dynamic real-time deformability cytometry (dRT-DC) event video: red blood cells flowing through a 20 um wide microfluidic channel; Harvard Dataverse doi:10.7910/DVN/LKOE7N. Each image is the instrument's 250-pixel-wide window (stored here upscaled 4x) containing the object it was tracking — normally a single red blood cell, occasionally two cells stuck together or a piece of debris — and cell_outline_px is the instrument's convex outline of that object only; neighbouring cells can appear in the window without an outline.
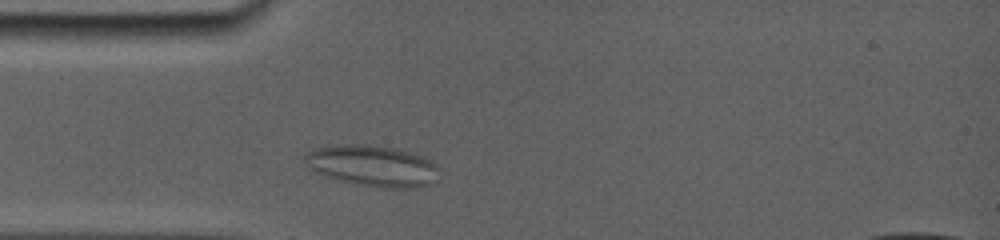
{"species": "common noctule bat (a hibernating species)", "species_latin": "Nyctalus noctula", "temperature_condition": "room temperature", "stored_images_in_passage": 15, "camera_frame_rate_fps": 5000, "um_per_image_px": 0.085, "animal": {"sex": "female", "body_mass_g": 19.0, "forearm_length_mm": 56.7}, "frame": {"image": 1, "passage_image": 1, "time_ms": 0.0, "image_size_px": [1000, 240], "cell_outline_px": [[436, 168], [432, 184], [416, 188], [384, 188], [356, 184], [324, 176], [308, 168], [304, 156], [320, 148], [384, 148], [404, 152], [428, 160], [436, 164]], "centroid_in_image_um": [31.68, 14.2], "position_along_channel_um": 53.3, "area_um2": 29.77}}
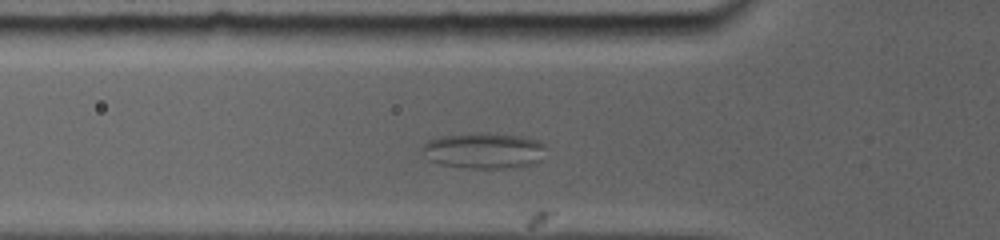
{"frame": {"image": 2, "passage_image": 6, "time_ms": 1.0, "image_size_px": [1000, 240], "cell_outline_px": [[544, 160], [536, 164], [512, 168], [464, 168], [440, 164], [428, 160], [424, 148], [424, 144], [432, 140], [448, 136], [512, 136], [532, 140], [540, 144]], "centroid_in_image_um": [41.14, 12.9], "position_along_channel_um": 84.7, "area_um2": 24.1}}
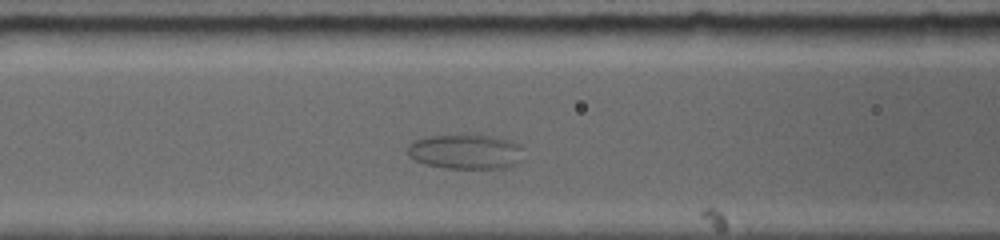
{"frame": {"image": 3, "passage_image": 11, "time_ms": 2.2, "image_size_px": [1000, 240], "cell_outline_px": [[524, 160], [504, 168], [444, 168], [424, 164], [416, 160], [408, 152], [408, 148], [412, 144], [420, 140], [436, 136], [480, 136], [496, 140], [520, 148]], "centroid_in_image_um": [39.54, 12.96], "position_along_channel_um": 127.1, "area_um2": 21.91}}